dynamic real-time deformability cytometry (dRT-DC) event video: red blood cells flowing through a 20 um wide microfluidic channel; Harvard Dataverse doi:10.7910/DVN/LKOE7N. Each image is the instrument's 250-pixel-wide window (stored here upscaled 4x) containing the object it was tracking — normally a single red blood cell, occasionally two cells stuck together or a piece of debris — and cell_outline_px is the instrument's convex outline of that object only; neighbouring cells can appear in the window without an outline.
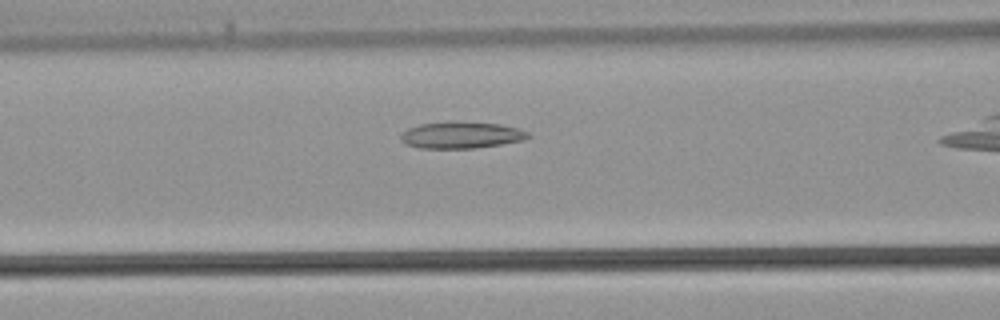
{"species": "common noctule bat (a hibernating species)", "species_latin": "Nyctalus noctula", "temperature_condition": "warm", "stored_images_in_passage": 23, "camera_frame_rate_fps": 3000, "um_per_image_px": 0.085, "animal": {"sex": "male", "body_mass_g": 21.5, "forearm_length_mm": 52.0}, "frame": {"image": 1, "passage_image": 7, "time_ms": 2.0, "image_size_px": [1000, 320], "cell_outline_px": [[532, 136], [524, 140], [500, 144], [472, 148], [420, 148], [408, 144], [400, 140], [400, 136], [408, 128], [420, 124], [456, 120], [500, 124], [516, 128], [528, 132]], "centroid_in_image_um": [39.21, 11.46], "position_along_channel_um": 127.4, "area_um2": 19.83}}
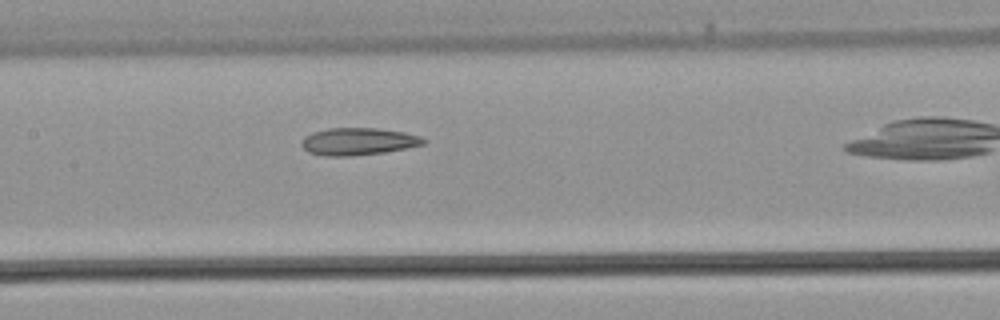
{"frame": {"image": 2, "passage_image": 10, "time_ms": 3.0, "image_size_px": [1000, 320], "cell_outline_px": [[428, 140], [424, 144], [384, 152], [348, 156], [324, 156], [308, 152], [300, 144], [304, 136], [312, 132], [328, 128], [376, 128], [404, 132], [420, 136]], "centroid_in_image_um": [30.42, 12.02], "position_along_channel_um": 177.0, "area_um2": 19.36}}
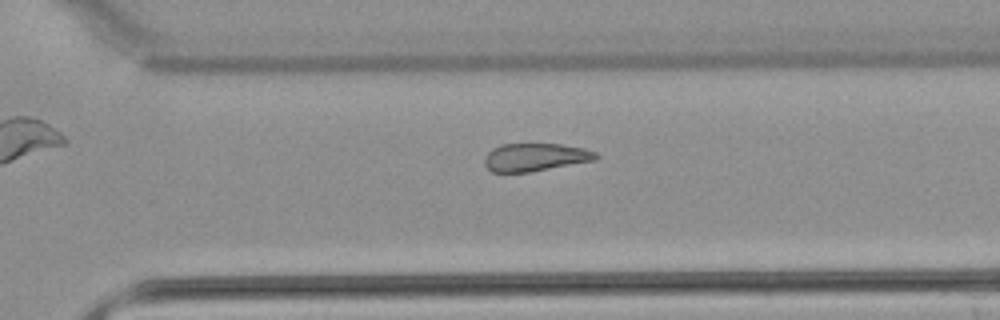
{"frame": {"image": 3, "passage_image": 19, "time_ms": 6.0, "image_size_px": [1000, 320], "cell_outline_px": [[600, 156], [596, 160], [528, 172], [492, 172], [484, 164], [484, 156], [492, 148], [500, 144], [560, 144], [584, 148], [596, 152]], "centroid_in_image_um": [45.49, 13.35], "position_along_channel_um": 325.1, "area_um2": 18.15}}